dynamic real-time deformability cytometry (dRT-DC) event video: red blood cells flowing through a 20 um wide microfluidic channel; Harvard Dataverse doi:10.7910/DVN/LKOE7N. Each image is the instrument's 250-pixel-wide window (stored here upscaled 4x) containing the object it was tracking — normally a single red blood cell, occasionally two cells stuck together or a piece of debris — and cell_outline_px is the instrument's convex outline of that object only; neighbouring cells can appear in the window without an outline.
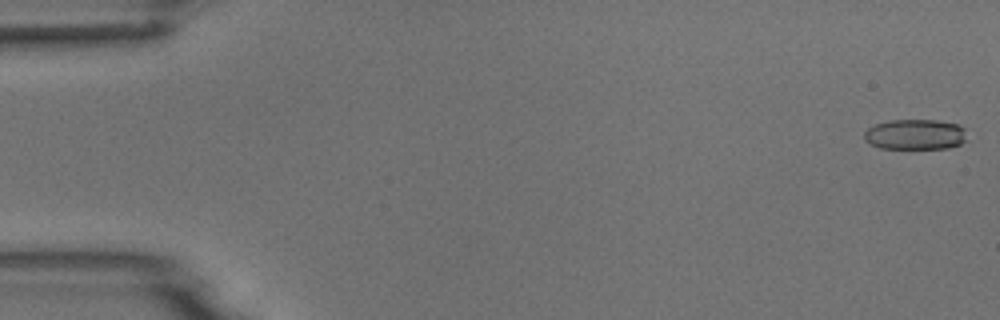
{"species": "common noctule bat (a hibernating species)", "species_latin": "Nyctalus noctula", "temperature_condition": "room temperature", "stored_images_in_passage": 5, "camera_frame_rate_fps": 3000, "um_per_image_px": 0.085, "animal": {"sex": "male", "body_mass_g": 18.8}, "frame": {"image": 1, "passage_image": 1, "time_ms": 0.0, "image_size_px": [1000, 320], "cell_outline_px": [[968, 140], [960, 144], [948, 148], [880, 148], [868, 144], [864, 140], [864, 132], [868, 128], [876, 124], [888, 120], [936, 120], [956, 124], [964, 128]], "centroid_in_image_um": [77.78, 11.43], "position_along_channel_um": 7.2, "area_um2": 18.32}}
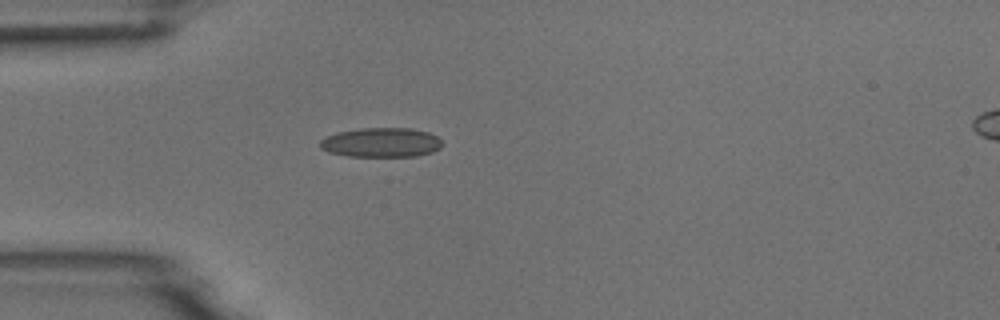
{"frame": {"image": 2, "passage_image": 5, "time_ms": 4.667, "image_size_px": [1000, 320], "cell_outline_px": [[444, 144], [440, 148], [432, 152], [416, 156], [348, 156], [328, 152], [320, 148], [320, 140], [328, 136], [340, 132], [360, 128], [412, 128], [428, 132], [436, 136]], "centroid_in_image_um": [32.43, 12.11], "position_along_channel_um": 52.6, "area_um2": 20.92}}